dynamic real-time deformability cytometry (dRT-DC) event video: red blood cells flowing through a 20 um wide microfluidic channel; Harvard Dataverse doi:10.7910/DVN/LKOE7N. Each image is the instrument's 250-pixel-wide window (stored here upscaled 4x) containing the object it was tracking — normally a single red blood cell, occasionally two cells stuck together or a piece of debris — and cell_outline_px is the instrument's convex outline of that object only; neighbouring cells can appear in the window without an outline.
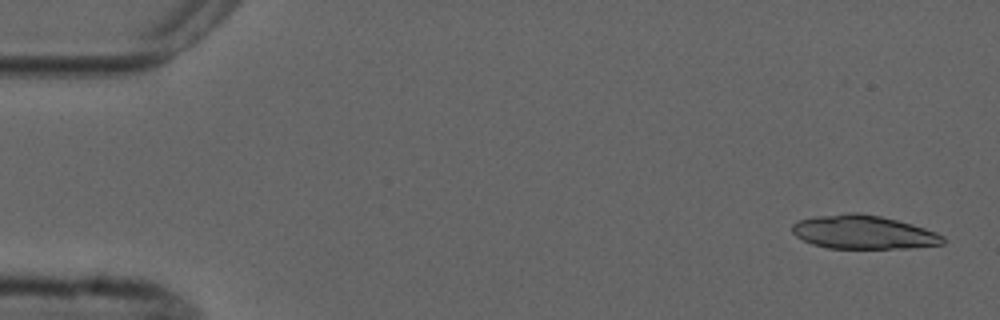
{"species": "common noctule bat (a hibernating species)", "species_latin": "Nyctalus noctula", "temperature_condition": "cold", "stored_images_in_passage": 4, "camera_frame_rate_fps": 3000, "um_per_image_px": 0.085, "animal": {"sex": "male", "forearm_length_mm": 52.5}, "frame": {"image": 1, "passage_image": 1, "time_ms": 0.0, "image_size_px": [1000, 320], "cell_outline_px": [[944, 244], [908, 248], [828, 248], [812, 244], [796, 236], [792, 232], [792, 224], [800, 220], [816, 216], [848, 212], [860, 212], [880, 216], [912, 224], [936, 232], [944, 236]], "centroid_in_image_um": [73.39, 19.73], "position_along_channel_um": 11.6, "area_um2": 29.54}}